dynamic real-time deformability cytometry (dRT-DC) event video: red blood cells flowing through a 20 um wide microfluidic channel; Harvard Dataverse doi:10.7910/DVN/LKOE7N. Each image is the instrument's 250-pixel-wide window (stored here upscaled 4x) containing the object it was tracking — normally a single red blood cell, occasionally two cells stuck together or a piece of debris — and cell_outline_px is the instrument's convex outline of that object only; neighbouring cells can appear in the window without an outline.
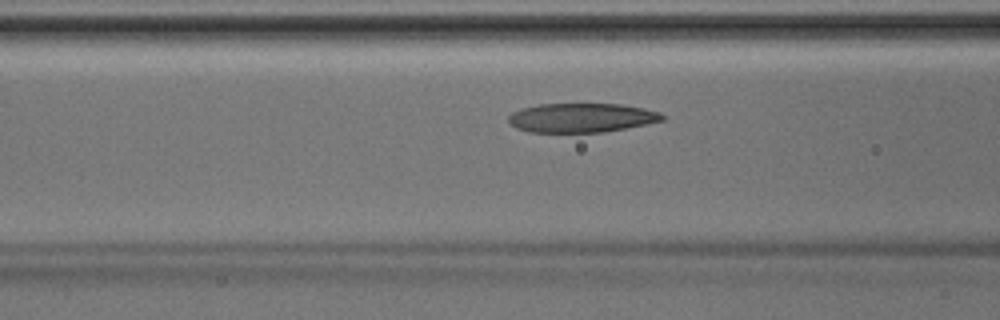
{"species": "Egyptian fruit bat (a non-hibernating species)", "species_latin": "Rousettus aegyptiacus", "temperature_condition": "room temperature", "stored_images_in_passage": 41, "segment_of_instrument_passage": [1, 2], "camera_frame_rate_fps": 3000, "um_per_image_px": 0.085, "animal": {"sex": "male"}, "frame": {"image": 1, "passage_image": 13, "time_ms": 4.0, "image_size_px": [1000, 320], "cell_outline_px": [[664, 120], [604, 132], [528, 132], [516, 128], [508, 120], [508, 116], [512, 112], [520, 108], [540, 104], [620, 104], [644, 108], [660, 112], [664, 116]], "centroid_in_image_um": [49.4, 10.0], "position_along_channel_um": 117.2, "area_um2": 26.07}}
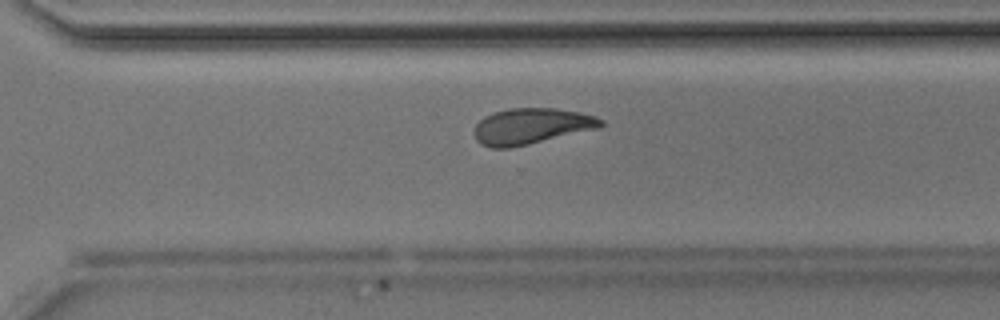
{"frame": {"image": 2, "passage_image": 27, "time_ms": 8.667, "image_size_px": [1000, 320], "cell_outline_px": [[604, 124], [600, 128], [528, 144], [508, 148], [488, 148], [480, 144], [476, 140], [476, 124], [484, 116], [492, 112], [508, 108], [556, 108], [596, 116], [604, 120]], "centroid_in_image_um": [45.16, 10.72], "position_along_channel_um": 325.4, "area_um2": 26.53}}
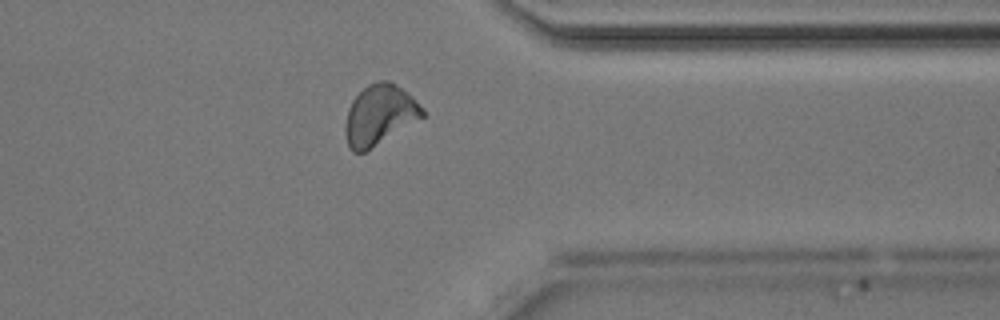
{"frame": {"image": 3, "passage_image": 31, "time_ms": 10.0, "image_size_px": [1000, 320], "cell_outline_px": [[424, 116], [364, 152], [352, 152], [348, 148], [344, 132], [344, 124], [348, 108], [352, 100], [368, 84], [380, 80], [388, 80], [412, 96], [424, 108]], "centroid_in_image_um": [32.22, 9.77], "position_along_channel_um": 379.2, "area_um2": 26.82}}